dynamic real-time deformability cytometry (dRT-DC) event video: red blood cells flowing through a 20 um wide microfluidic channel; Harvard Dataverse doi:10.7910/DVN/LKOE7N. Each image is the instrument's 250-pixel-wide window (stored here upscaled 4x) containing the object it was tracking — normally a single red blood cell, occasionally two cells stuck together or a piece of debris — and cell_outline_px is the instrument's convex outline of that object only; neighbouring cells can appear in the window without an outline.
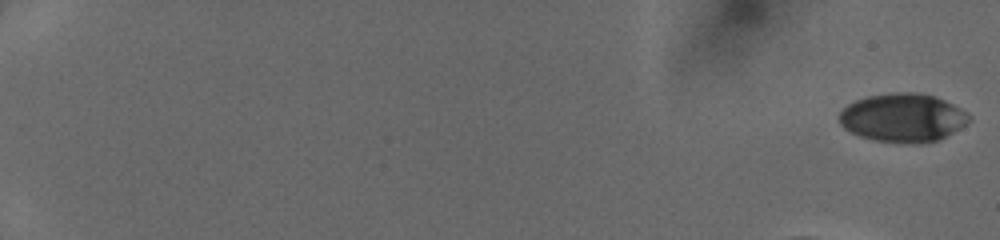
{"species": "human", "species_latin": "Homo sapiens", "temperature_condition": "cold", "stored_images_in_passage": 47, "camera_frame_rate_fps": 3000, "um_per_image_px": 0.085, "donor": {"sex": "female"}, "frame": {"image": 1, "passage_image": 1, "time_ms": 0.0, "image_size_px": [1000, 240], "cell_outline_px": [[972, 120], [952, 132], [936, 140], [904, 144], [872, 140], [860, 136], [844, 128], [840, 124], [840, 112], [848, 104], [856, 100], [868, 96], [892, 92], [916, 92], [936, 96], [968, 112], [972, 116]], "centroid_in_image_um": [76.74, 9.99], "position_along_channel_um": 8.3, "area_um2": 36.65}}
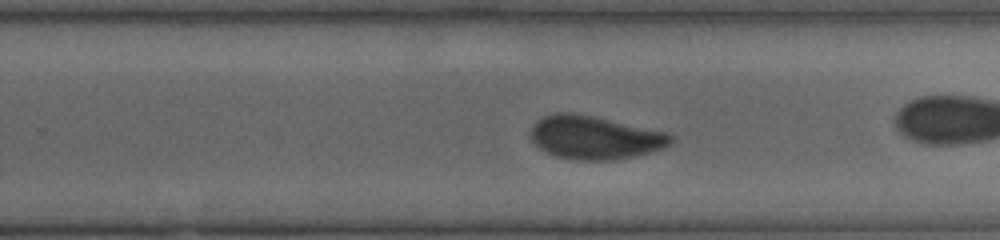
{"frame": {"image": 2, "passage_image": 34, "time_ms": 11.0, "image_size_px": [1000, 240], "cell_outline_px": [[676, 136], [672, 144], [664, 148], [652, 152], [612, 160], [568, 160], [544, 152], [536, 148], [532, 144], [528, 136], [528, 132], [536, 120], [544, 116], [556, 112], [568, 112], [592, 116], [668, 132]], "centroid_in_image_um": [50.51, 11.7], "position_along_channel_um": 279.3, "area_um2": 36.13}}
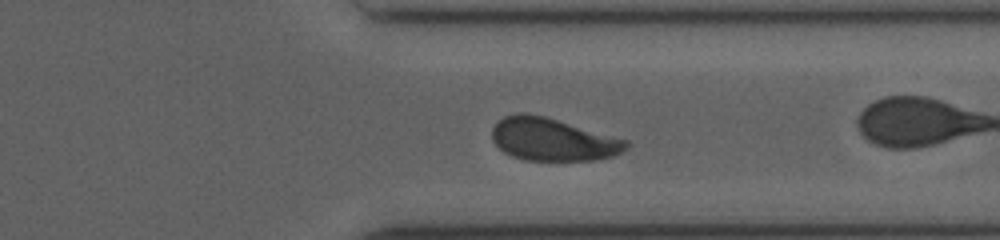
{"frame": {"image": 3, "passage_image": 40, "time_ms": 13.0, "image_size_px": [1000, 240], "cell_outline_px": [[628, 148], [612, 156], [596, 160], [524, 160], [512, 156], [504, 152], [492, 140], [492, 128], [504, 116], [520, 112], [524, 112], [544, 116], [628, 140]], "centroid_in_image_um": [46.97, 11.85], "position_along_channel_um": 364.4, "area_um2": 33.18}}